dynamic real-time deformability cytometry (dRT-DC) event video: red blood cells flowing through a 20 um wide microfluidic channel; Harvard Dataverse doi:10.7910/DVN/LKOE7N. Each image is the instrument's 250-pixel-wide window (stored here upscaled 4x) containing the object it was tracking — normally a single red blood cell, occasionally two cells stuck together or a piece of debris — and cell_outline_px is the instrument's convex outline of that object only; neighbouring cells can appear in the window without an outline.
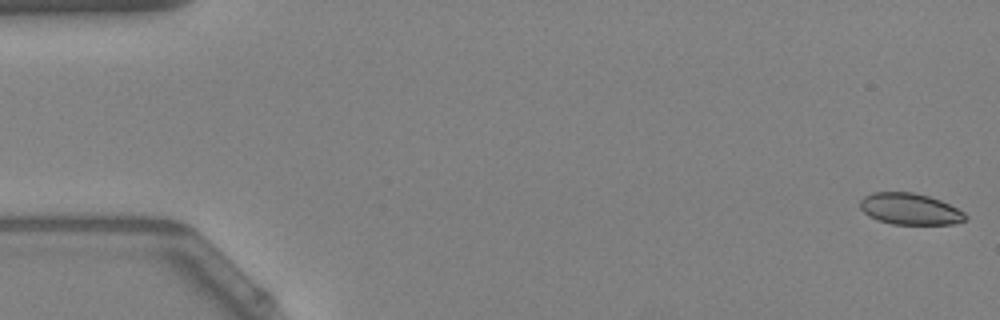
{"species": "Egyptian fruit bat (a non-hibernating species)", "species_latin": "Rousettus aegyptiacus", "temperature_condition": "warm", "stored_images_in_passage": 53, "camera_frame_rate_fps": 3000, "um_per_image_px": 0.085, "animal": {"sex": "female"}, "frame": {"image": 1, "passage_image": 1, "time_ms": 0.0, "image_size_px": [1000, 320], "cell_outline_px": [[968, 216], [964, 220], [952, 224], [892, 224], [876, 220], [868, 216], [860, 208], [860, 200], [864, 196], [872, 192], [912, 192], [928, 196], [940, 200], [964, 212]], "centroid_in_image_um": [77.3, 17.76], "position_along_channel_um": 7.7, "area_um2": 19.25}}
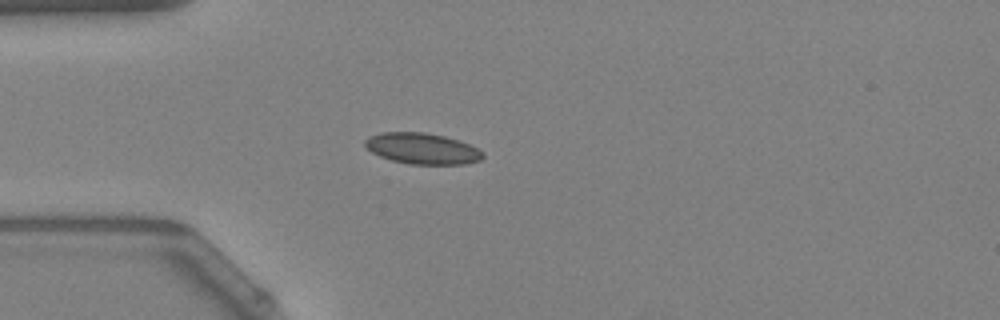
{"frame": {"image": 2, "passage_image": 15, "time_ms": 4.667, "image_size_px": [1000, 320], "cell_outline_px": [[484, 156], [480, 160], [464, 164], [408, 164], [392, 160], [380, 156], [372, 152], [364, 144], [364, 140], [368, 136], [380, 132], [424, 132], [444, 136], [460, 140], [484, 152]], "centroid_in_image_um": [35.88, 12.62], "position_along_channel_um": 49.1, "area_um2": 21.33}}
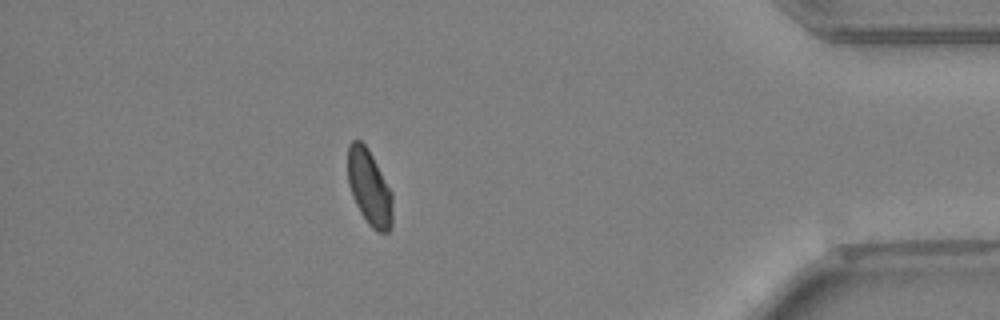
{"frame": {"image": 3, "passage_image": 47, "time_ms": 15.333, "image_size_px": [1000, 320], "cell_outline_px": [[392, 228], [388, 232], [376, 232], [368, 224], [360, 212], [352, 196], [348, 184], [348, 144], [352, 140], [360, 140], [368, 148], [392, 192]], "centroid_in_image_um": [31.39, 15.96], "position_along_channel_um": 403.8, "area_um2": 19.83}, "authors_computed_cell_mechanics": {"area_um2": 20.2878, "velocity_mm_per_s": 3.8658, "shape_relaxation_time_tau1_ms": 7.0163, "shape_relaxation_time_tau2_ms": 1.5867, "deformation_change_tau1": 0.1197, "deformation_change_tau2": 0.0603}}